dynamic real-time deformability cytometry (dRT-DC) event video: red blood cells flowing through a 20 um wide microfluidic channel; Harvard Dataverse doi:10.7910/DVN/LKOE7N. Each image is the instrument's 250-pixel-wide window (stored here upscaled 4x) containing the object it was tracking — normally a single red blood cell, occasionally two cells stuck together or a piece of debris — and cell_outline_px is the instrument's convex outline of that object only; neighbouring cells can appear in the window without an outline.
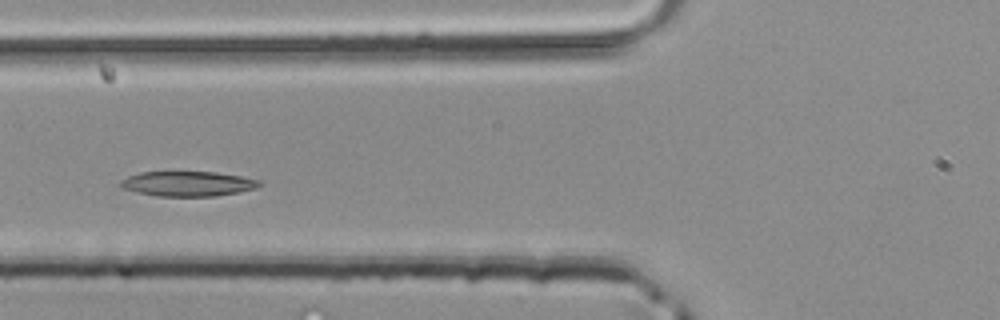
{"species": "common noctule bat (a hibernating species)", "species_latin": "Nyctalus noctula", "temperature_condition": "room temperature", "stored_images_in_passage": 41, "camera_frame_rate_fps": 3000, "um_per_image_px": 0.085, "animal": {"sex": "male", "body_mass_g": 20.4}, "frame": {"image": 1, "passage_image": 12, "time_ms": 3.667, "image_size_px": [1000, 320], "cell_outline_px": [[264, 184], [256, 188], [240, 192], [216, 196], [156, 196], [136, 192], [124, 188], [120, 184], [120, 180], [128, 176], [140, 172], [216, 172], [240, 176], [260, 180]], "centroid_in_image_um": [16.0, 15.62], "position_along_channel_um": 109.8, "area_um2": 20.23}}
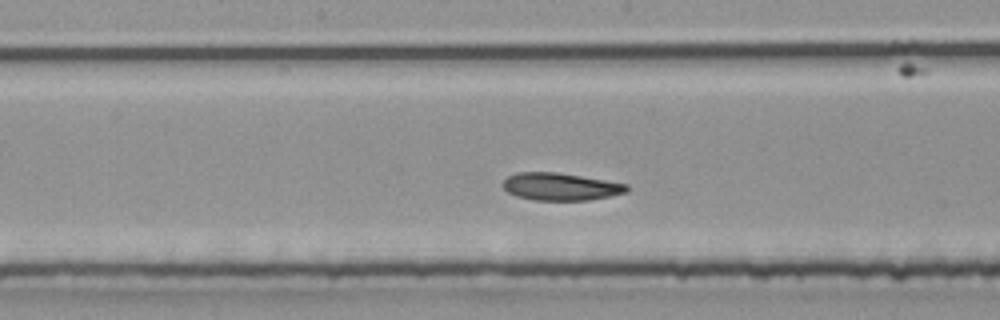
{"frame": {"image": 2, "passage_image": 18, "time_ms": 5.667, "image_size_px": [1000, 320], "cell_outline_px": [[628, 192], [588, 200], [536, 200], [516, 196], [508, 192], [504, 188], [504, 180], [508, 176], [516, 172], [556, 172], [628, 184]], "centroid_in_image_um": [47.64, 15.86], "position_along_channel_um": 200.6, "area_um2": 19.59}}
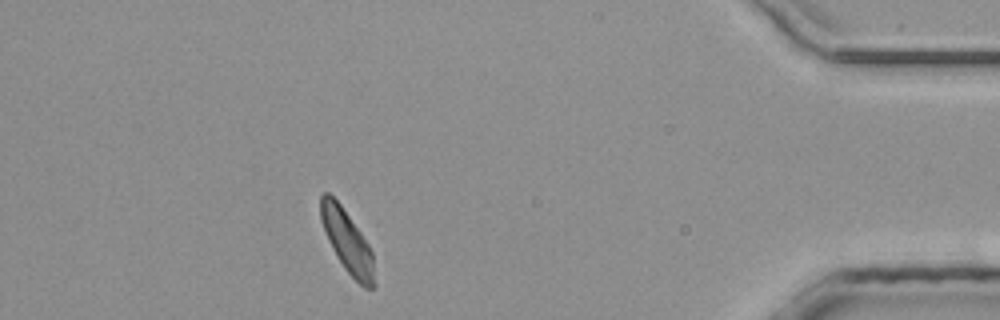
{"frame": {"image": 3, "passage_image": 35, "time_ms": 11.333, "image_size_px": [1000, 320], "cell_outline_px": [[376, 284], [372, 288], [364, 288], [344, 268], [336, 256], [328, 240], [320, 220], [320, 196], [324, 192], [328, 192], [340, 204], [360, 232], [368, 244], [372, 252]], "centroid_in_image_um": [29.51, 20.53], "position_along_channel_um": 405.7, "area_um2": 19.36}}